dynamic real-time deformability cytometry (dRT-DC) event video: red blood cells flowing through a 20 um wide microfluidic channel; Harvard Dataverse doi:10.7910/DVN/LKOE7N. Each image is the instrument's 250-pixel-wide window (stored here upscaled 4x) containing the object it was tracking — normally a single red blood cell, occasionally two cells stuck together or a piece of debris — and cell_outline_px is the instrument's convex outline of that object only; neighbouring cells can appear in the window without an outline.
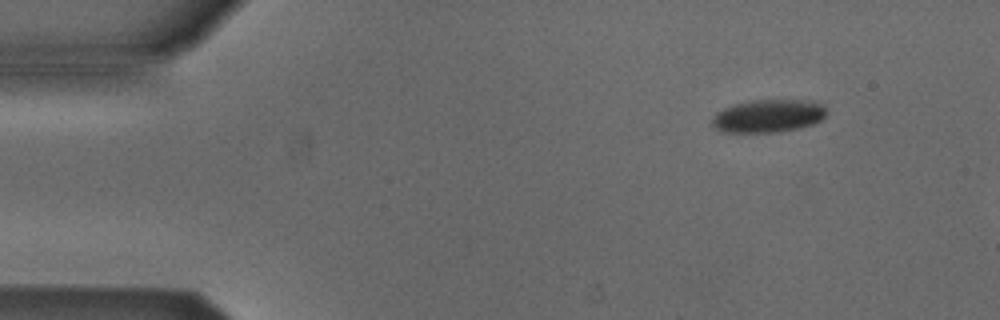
{"species": "Egyptian fruit bat (a non-hibernating species)", "species_latin": "Rousettus aegyptiacus", "temperature_condition": "cold", "stored_images_in_passage": 3, "camera_frame_rate_fps": 3000, "um_per_image_px": 0.085, "animal": {"sex": "male"}, "frame": {"image": 1, "passage_image": 1, "time_ms": 0.0, "image_size_px": [1000, 320], "cell_outline_px": [[828, 112], [820, 120], [812, 124], [800, 128], [776, 132], [720, 132], [712, 128], [708, 124], [712, 116], [716, 112], [724, 108], [736, 104], [752, 100], [800, 100], [824, 104]], "centroid_in_image_um": [65.23, 9.87], "position_along_channel_um": 19.8, "area_um2": 22.2}}